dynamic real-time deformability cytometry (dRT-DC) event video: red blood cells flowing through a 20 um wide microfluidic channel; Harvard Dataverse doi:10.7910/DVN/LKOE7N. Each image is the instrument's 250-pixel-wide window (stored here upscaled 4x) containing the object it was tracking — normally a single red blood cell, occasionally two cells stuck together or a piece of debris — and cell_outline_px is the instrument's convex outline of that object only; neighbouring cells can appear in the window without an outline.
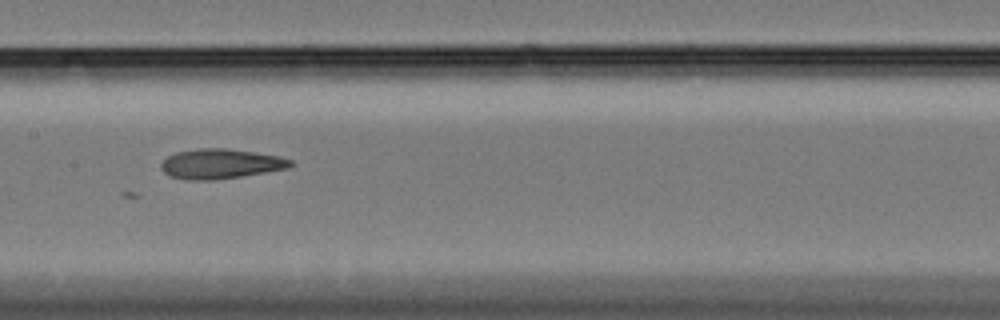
{"species": "Egyptian fruit bat (a non-hibernating species)", "species_latin": "Rousettus aegyptiacus", "temperature_condition": "cold", "stored_images_in_passage": 29, "camera_frame_rate_fps": 3000, "um_per_image_px": 0.085, "animal": {"sex": "female"}, "frame": {"image": 1, "passage_image": 15, "time_ms": 4.667, "image_size_px": [1000, 320], "cell_outline_px": [[292, 164], [288, 168], [240, 176], [212, 180], [184, 180], [168, 176], [160, 168], [160, 164], [168, 156], [176, 152], [196, 148], [224, 148], [280, 156], [292, 160]], "centroid_in_image_um": [18.69, 13.92], "position_along_channel_um": 188.7, "area_um2": 22.43}}
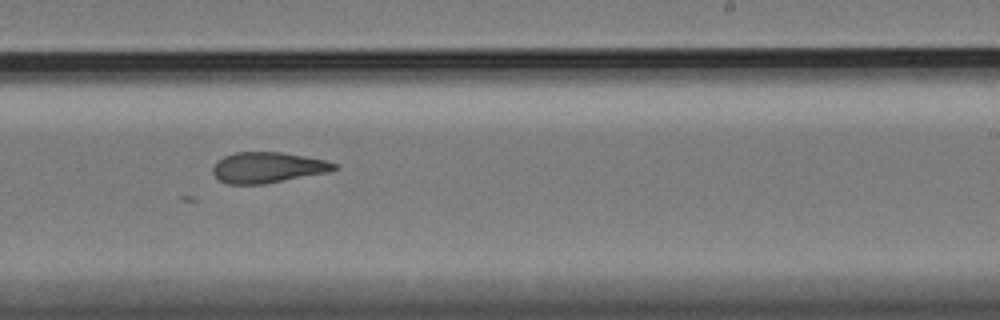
{"frame": {"image": 2, "passage_image": 22, "time_ms": 7.0, "image_size_px": [1000, 320], "cell_outline_px": [[340, 168], [328, 172], [264, 184], [228, 184], [220, 180], [212, 172], [212, 168], [216, 160], [224, 156], [236, 152], [280, 152], [328, 160], [336, 164]], "centroid_in_image_um": [22.76, 14.23], "position_along_channel_um": 266.2, "area_um2": 21.79}}